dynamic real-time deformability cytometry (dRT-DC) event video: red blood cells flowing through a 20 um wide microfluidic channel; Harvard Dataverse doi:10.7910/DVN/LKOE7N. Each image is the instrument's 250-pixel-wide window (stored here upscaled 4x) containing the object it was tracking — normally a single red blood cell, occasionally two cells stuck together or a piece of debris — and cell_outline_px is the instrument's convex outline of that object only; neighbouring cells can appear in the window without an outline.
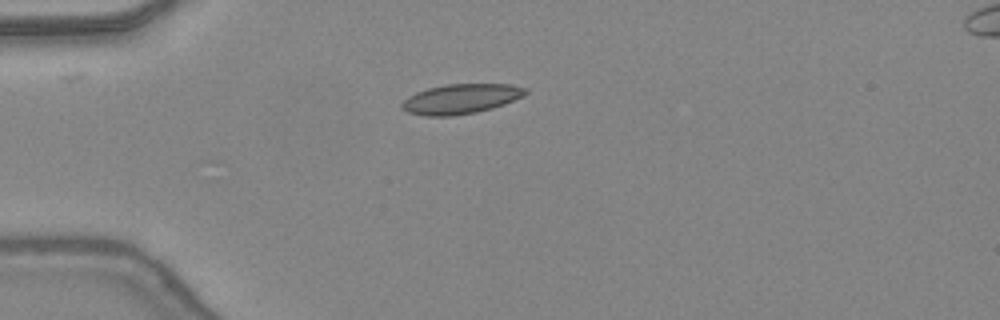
{"species": "common noctule bat (a hibernating species)", "species_latin": "Nyctalus noctula", "temperature_condition": "warm", "stored_images_in_passage": 35, "camera_frame_rate_fps": 3000, "um_per_image_px": 0.085, "animal": {"sex": "female", "body_mass_g": 24.6, "forearm_length_mm": 56.2}, "frame": {"image": 1, "passage_image": 1, "time_ms": 0.0, "image_size_px": [1000, 320], "cell_outline_px": [[528, 92], [524, 96], [504, 104], [492, 108], [476, 112], [452, 116], [424, 116], [408, 112], [400, 108], [400, 104], [408, 96], [416, 92], [428, 88], [448, 84], [512, 84], [528, 88]], "centroid_in_image_um": [39.18, 8.4], "position_along_channel_um": 45.8, "area_um2": 21.62}}
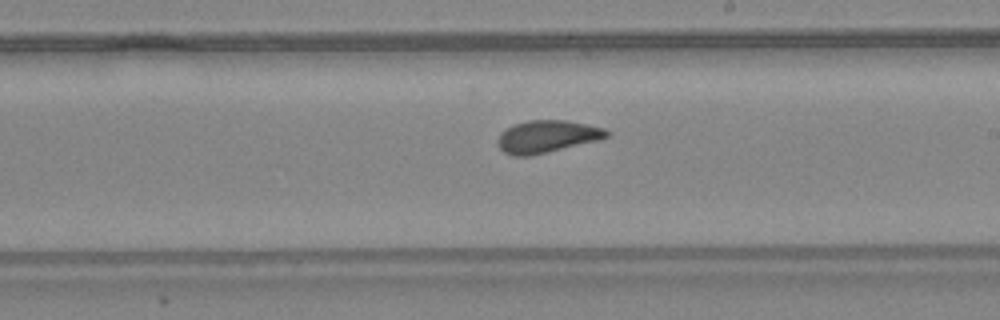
{"frame": {"image": 2, "passage_image": 16, "time_ms": 5.0, "image_size_px": [1000, 320], "cell_outline_px": [[612, 132], [608, 136], [600, 140], [548, 152], [528, 156], [512, 156], [504, 152], [496, 144], [496, 140], [500, 132], [516, 124], [528, 120], [564, 120], [588, 124], [604, 128]], "centroid_in_image_um": [46.5, 11.61], "position_along_channel_um": 242.5, "area_um2": 20.69}}
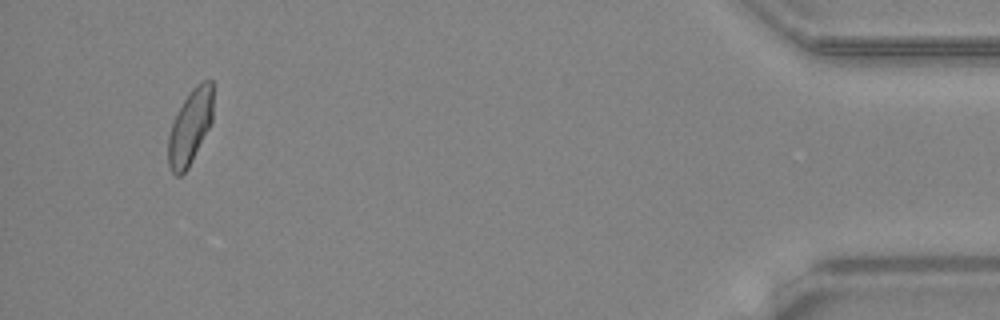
{"frame": {"image": 3, "passage_image": 33, "time_ms": 10.667, "image_size_px": [1000, 320], "cell_outline_px": [[212, 120], [188, 168], [180, 176], [176, 176], [168, 168], [168, 136], [176, 112], [192, 88], [196, 84], [204, 80], [212, 80]], "centroid_in_image_um": [16.13, 10.8], "position_along_channel_um": 419.1, "area_um2": 19.36}, "authors_computed_cell_mechanics": {"area_um2": 20.4034, "velocity_mm_per_s": 4.3986, "shape_relaxation_time_tau1_ms": 8.5374, "shape_relaxation_time_tau2_ms": 1.1042, "deformation_change_tau1": 0.1875, "deformation_change_tau2": 0.054}}